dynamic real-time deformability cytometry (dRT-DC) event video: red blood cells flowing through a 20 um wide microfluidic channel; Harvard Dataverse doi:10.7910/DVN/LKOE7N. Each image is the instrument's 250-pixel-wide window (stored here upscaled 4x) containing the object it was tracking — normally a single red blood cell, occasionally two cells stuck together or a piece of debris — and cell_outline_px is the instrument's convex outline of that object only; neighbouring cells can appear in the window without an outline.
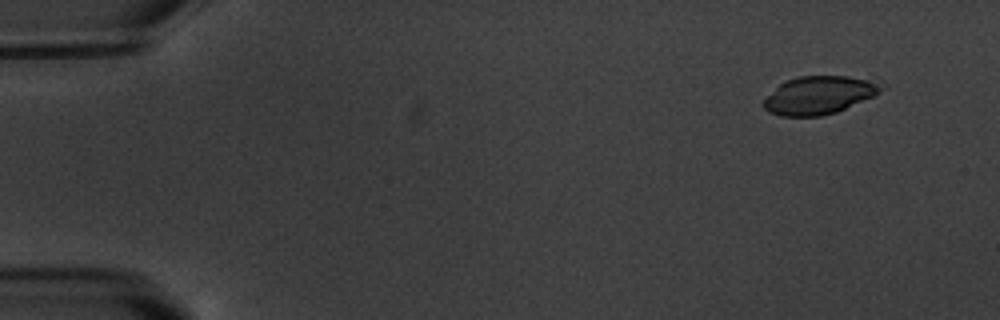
{"species": "common noctule bat (a hibernating species)", "species_latin": "Nyctalus noctula", "temperature_condition": "warm", "stored_images_in_passage": 6, "camera_frame_rate_fps": 3000, "um_per_image_px": 0.085, "animal": {"sex": "male", "body_mass_g": 20.1, "forearm_length_mm": 53.5}, "frame": {"image": 1, "passage_image": 1, "time_ms": 0.0, "image_size_px": [1000, 320], "cell_outline_px": [[888, 88], [876, 96], [836, 112], [820, 116], [780, 116], [768, 112], [760, 104], [780, 84], [796, 76], [848, 76], [880, 80]], "centroid_in_image_um": [69.73, 8.07], "position_along_channel_um": 15.3, "area_um2": 26.59}}
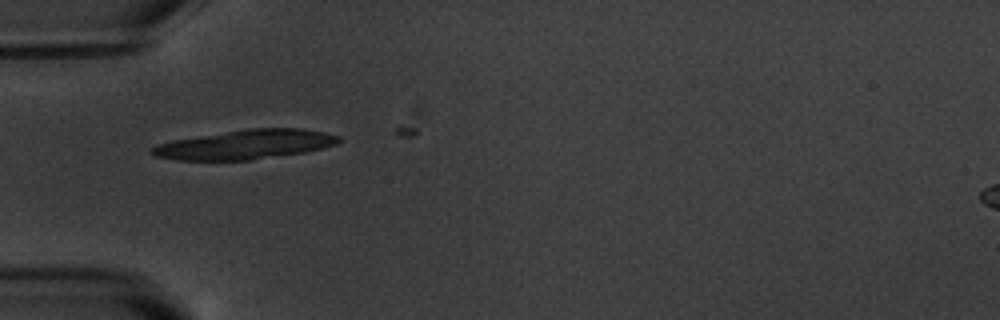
{"frame": {"image": 2, "passage_image": 5, "time_ms": 4.667, "image_size_px": [1000, 320], "cell_outline_px": [[340, 140], [336, 144], [324, 148], [304, 152], [252, 160], [176, 160], [156, 156], [148, 152], [156, 144], [172, 140], [248, 128], [304, 128], [324, 132], [340, 136]], "centroid_in_image_um": [20.85, 12.28], "position_along_channel_um": 64.1, "area_um2": 32.02}}